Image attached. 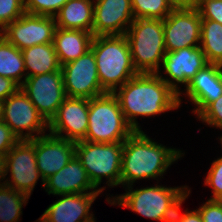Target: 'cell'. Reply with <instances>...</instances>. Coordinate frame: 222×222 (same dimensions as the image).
<instances>
[{
	"label": "cell",
	"instance_id": "1",
	"mask_svg": "<svg viewBox=\"0 0 222 222\" xmlns=\"http://www.w3.org/2000/svg\"><path fill=\"white\" fill-rule=\"evenodd\" d=\"M113 94L134 131H141L136 116H154L180 106L179 94L161 79L159 73H138Z\"/></svg>",
	"mask_w": 222,
	"mask_h": 222
},
{
	"label": "cell",
	"instance_id": "2",
	"mask_svg": "<svg viewBox=\"0 0 222 222\" xmlns=\"http://www.w3.org/2000/svg\"><path fill=\"white\" fill-rule=\"evenodd\" d=\"M182 154L153 142L143 131H134L123 142L120 184L128 187L138 179L158 178Z\"/></svg>",
	"mask_w": 222,
	"mask_h": 222
},
{
	"label": "cell",
	"instance_id": "3",
	"mask_svg": "<svg viewBox=\"0 0 222 222\" xmlns=\"http://www.w3.org/2000/svg\"><path fill=\"white\" fill-rule=\"evenodd\" d=\"M99 82L105 92L113 93L138 72L133 66L125 35L94 36L91 44Z\"/></svg>",
	"mask_w": 222,
	"mask_h": 222
},
{
	"label": "cell",
	"instance_id": "4",
	"mask_svg": "<svg viewBox=\"0 0 222 222\" xmlns=\"http://www.w3.org/2000/svg\"><path fill=\"white\" fill-rule=\"evenodd\" d=\"M132 189V185L128 186V191L125 194L116 196L117 199L113 198V200L107 198V201L111 205L118 203L119 206L127 207L149 219L161 222H172L177 207L190 194V191L186 190L188 189L186 186L168 188L157 185L137 190Z\"/></svg>",
	"mask_w": 222,
	"mask_h": 222
},
{
	"label": "cell",
	"instance_id": "5",
	"mask_svg": "<svg viewBox=\"0 0 222 222\" xmlns=\"http://www.w3.org/2000/svg\"><path fill=\"white\" fill-rule=\"evenodd\" d=\"M125 36L134 68L138 73H160V62L166 53L163 20L134 19Z\"/></svg>",
	"mask_w": 222,
	"mask_h": 222
},
{
	"label": "cell",
	"instance_id": "6",
	"mask_svg": "<svg viewBox=\"0 0 222 222\" xmlns=\"http://www.w3.org/2000/svg\"><path fill=\"white\" fill-rule=\"evenodd\" d=\"M133 132L113 93L106 92L89 99L88 128L84 141L124 142Z\"/></svg>",
	"mask_w": 222,
	"mask_h": 222
},
{
	"label": "cell",
	"instance_id": "7",
	"mask_svg": "<svg viewBox=\"0 0 222 222\" xmlns=\"http://www.w3.org/2000/svg\"><path fill=\"white\" fill-rule=\"evenodd\" d=\"M122 153L123 142H75V156L95 188L101 184L103 177L107 178L109 186L120 185Z\"/></svg>",
	"mask_w": 222,
	"mask_h": 222
},
{
	"label": "cell",
	"instance_id": "8",
	"mask_svg": "<svg viewBox=\"0 0 222 222\" xmlns=\"http://www.w3.org/2000/svg\"><path fill=\"white\" fill-rule=\"evenodd\" d=\"M10 171L12 181L3 183L30 197L41 176L35 159V138L19 140L4 156V176Z\"/></svg>",
	"mask_w": 222,
	"mask_h": 222
},
{
	"label": "cell",
	"instance_id": "9",
	"mask_svg": "<svg viewBox=\"0 0 222 222\" xmlns=\"http://www.w3.org/2000/svg\"><path fill=\"white\" fill-rule=\"evenodd\" d=\"M19 140H31L44 134L48 122L38 112L29 97L19 88L3 101V120ZM26 130L27 133L23 134ZM36 132L37 135L34 136Z\"/></svg>",
	"mask_w": 222,
	"mask_h": 222
},
{
	"label": "cell",
	"instance_id": "10",
	"mask_svg": "<svg viewBox=\"0 0 222 222\" xmlns=\"http://www.w3.org/2000/svg\"><path fill=\"white\" fill-rule=\"evenodd\" d=\"M23 81L20 88L49 123L67 98L61 70L26 77Z\"/></svg>",
	"mask_w": 222,
	"mask_h": 222
},
{
	"label": "cell",
	"instance_id": "11",
	"mask_svg": "<svg viewBox=\"0 0 222 222\" xmlns=\"http://www.w3.org/2000/svg\"><path fill=\"white\" fill-rule=\"evenodd\" d=\"M67 97L91 99L105 94L102 89L92 49L78 59L61 65Z\"/></svg>",
	"mask_w": 222,
	"mask_h": 222
},
{
	"label": "cell",
	"instance_id": "12",
	"mask_svg": "<svg viewBox=\"0 0 222 222\" xmlns=\"http://www.w3.org/2000/svg\"><path fill=\"white\" fill-rule=\"evenodd\" d=\"M56 28L55 18L24 13L9 23L1 35L19 50L37 45L53 43Z\"/></svg>",
	"mask_w": 222,
	"mask_h": 222
},
{
	"label": "cell",
	"instance_id": "13",
	"mask_svg": "<svg viewBox=\"0 0 222 222\" xmlns=\"http://www.w3.org/2000/svg\"><path fill=\"white\" fill-rule=\"evenodd\" d=\"M201 22L198 9L172 10L163 20L166 52L200 46Z\"/></svg>",
	"mask_w": 222,
	"mask_h": 222
},
{
	"label": "cell",
	"instance_id": "14",
	"mask_svg": "<svg viewBox=\"0 0 222 222\" xmlns=\"http://www.w3.org/2000/svg\"><path fill=\"white\" fill-rule=\"evenodd\" d=\"M89 99L67 97L48 123L50 134L73 142L85 139L88 128ZM66 132L63 136L62 133Z\"/></svg>",
	"mask_w": 222,
	"mask_h": 222
},
{
	"label": "cell",
	"instance_id": "15",
	"mask_svg": "<svg viewBox=\"0 0 222 222\" xmlns=\"http://www.w3.org/2000/svg\"><path fill=\"white\" fill-rule=\"evenodd\" d=\"M164 72L170 76L172 81L167 78L161 77V79L167 83L172 89L179 94V105L181 103L180 90L175 83H182L186 86L194 78L195 74L208 65L206 56L204 55L202 48L198 47H186L177 51L166 52L162 61ZM175 82H174V81Z\"/></svg>",
	"mask_w": 222,
	"mask_h": 222
},
{
	"label": "cell",
	"instance_id": "16",
	"mask_svg": "<svg viewBox=\"0 0 222 222\" xmlns=\"http://www.w3.org/2000/svg\"><path fill=\"white\" fill-rule=\"evenodd\" d=\"M75 156V142L52 134L35 138V159L41 174L43 187L45 180L61 170Z\"/></svg>",
	"mask_w": 222,
	"mask_h": 222
},
{
	"label": "cell",
	"instance_id": "17",
	"mask_svg": "<svg viewBox=\"0 0 222 222\" xmlns=\"http://www.w3.org/2000/svg\"><path fill=\"white\" fill-rule=\"evenodd\" d=\"M133 21L131 0H96L92 34L125 35Z\"/></svg>",
	"mask_w": 222,
	"mask_h": 222
},
{
	"label": "cell",
	"instance_id": "18",
	"mask_svg": "<svg viewBox=\"0 0 222 222\" xmlns=\"http://www.w3.org/2000/svg\"><path fill=\"white\" fill-rule=\"evenodd\" d=\"M104 188L89 193L61 195L63 198L51 204L39 218V222H94L89 210Z\"/></svg>",
	"mask_w": 222,
	"mask_h": 222
},
{
	"label": "cell",
	"instance_id": "19",
	"mask_svg": "<svg viewBox=\"0 0 222 222\" xmlns=\"http://www.w3.org/2000/svg\"><path fill=\"white\" fill-rule=\"evenodd\" d=\"M186 94L197 108V116L222 95V65L209 63L186 86Z\"/></svg>",
	"mask_w": 222,
	"mask_h": 222
},
{
	"label": "cell",
	"instance_id": "20",
	"mask_svg": "<svg viewBox=\"0 0 222 222\" xmlns=\"http://www.w3.org/2000/svg\"><path fill=\"white\" fill-rule=\"evenodd\" d=\"M44 188L49 195L80 194L88 193L91 189L96 190L76 156L61 170L47 178Z\"/></svg>",
	"mask_w": 222,
	"mask_h": 222
},
{
	"label": "cell",
	"instance_id": "21",
	"mask_svg": "<svg viewBox=\"0 0 222 222\" xmlns=\"http://www.w3.org/2000/svg\"><path fill=\"white\" fill-rule=\"evenodd\" d=\"M93 38L91 32L56 27L53 43L60 65L74 61L90 50Z\"/></svg>",
	"mask_w": 222,
	"mask_h": 222
},
{
	"label": "cell",
	"instance_id": "22",
	"mask_svg": "<svg viewBox=\"0 0 222 222\" xmlns=\"http://www.w3.org/2000/svg\"><path fill=\"white\" fill-rule=\"evenodd\" d=\"M54 18L57 28L83 30L92 33L94 1L68 0Z\"/></svg>",
	"mask_w": 222,
	"mask_h": 222
},
{
	"label": "cell",
	"instance_id": "23",
	"mask_svg": "<svg viewBox=\"0 0 222 222\" xmlns=\"http://www.w3.org/2000/svg\"><path fill=\"white\" fill-rule=\"evenodd\" d=\"M21 51L23 53L25 69L26 71L28 70L26 77L61 70L54 43L37 44Z\"/></svg>",
	"mask_w": 222,
	"mask_h": 222
},
{
	"label": "cell",
	"instance_id": "24",
	"mask_svg": "<svg viewBox=\"0 0 222 222\" xmlns=\"http://www.w3.org/2000/svg\"><path fill=\"white\" fill-rule=\"evenodd\" d=\"M26 69L23 53L17 47L9 43L2 35L0 36V76L7 77L19 86L26 79ZM25 75V76H23Z\"/></svg>",
	"mask_w": 222,
	"mask_h": 222
},
{
	"label": "cell",
	"instance_id": "25",
	"mask_svg": "<svg viewBox=\"0 0 222 222\" xmlns=\"http://www.w3.org/2000/svg\"><path fill=\"white\" fill-rule=\"evenodd\" d=\"M200 43L208 63L222 65V25L202 19Z\"/></svg>",
	"mask_w": 222,
	"mask_h": 222
},
{
	"label": "cell",
	"instance_id": "26",
	"mask_svg": "<svg viewBox=\"0 0 222 222\" xmlns=\"http://www.w3.org/2000/svg\"><path fill=\"white\" fill-rule=\"evenodd\" d=\"M29 196L0 183V222H17Z\"/></svg>",
	"mask_w": 222,
	"mask_h": 222
},
{
	"label": "cell",
	"instance_id": "27",
	"mask_svg": "<svg viewBox=\"0 0 222 222\" xmlns=\"http://www.w3.org/2000/svg\"><path fill=\"white\" fill-rule=\"evenodd\" d=\"M131 5L134 19L164 20L172 12L167 0H131Z\"/></svg>",
	"mask_w": 222,
	"mask_h": 222
},
{
	"label": "cell",
	"instance_id": "28",
	"mask_svg": "<svg viewBox=\"0 0 222 222\" xmlns=\"http://www.w3.org/2000/svg\"><path fill=\"white\" fill-rule=\"evenodd\" d=\"M68 0H24L26 13L54 17Z\"/></svg>",
	"mask_w": 222,
	"mask_h": 222
},
{
	"label": "cell",
	"instance_id": "29",
	"mask_svg": "<svg viewBox=\"0 0 222 222\" xmlns=\"http://www.w3.org/2000/svg\"><path fill=\"white\" fill-rule=\"evenodd\" d=\"M24 13V0H0V30Z\"/></svg>",
	"mask_w": 222,
	"mask_h": 222
},
{
	"label": "cell",
	"instance_id": "30",
	"mask_svg": "<svg viewBox=\"0 0 222 222\" xmlns=\"http://www.w3.org/2000/svg\"><path fill=\"white\" fill-rule=\"evenodd\" d=\"M205 184L213 188L211 200L222 198V157L215 160L205 179Z\"/></svg>",
	"mask_w": 222,
	"mask_h": 222
},
{
	"label": "cell",
	"instance_id": "31",
	"mask_svg": "<svg viewBox=\"0 0 222 222\" xmlns=\"http://www.w3.org/2000/svg\"><path fill=\"white\" fill-rule=\"evenodd\" d=\"M198 118L208 125L222 129V95L211 102L199 115Z\"/></svg>",
	"mask_w": 222,
	"mask_h": 222
},
{
	"label": "cell",
	"instance_id": "32",
	"mask_svg": "<svg viewBox=\"0 0 222 222\" xmlns=\"http://www.w3.org/2000/svg\"><path fill=\"white\" fill-rule=\"evenodd\" d=\"M201 19H209L222 25V0H199Z\"/></svg>",
	"mask_w": 222,
	"mask_h": 222
},
{
	"label": "cell",
	"instance_id": "33",
	"mask_svg": "<svg viewBox=\"0 0 222 222\" xmlns=\"http://www.w3.org/2000/svg\"><path fill=\"white\" fill-rule=\"evenodd\" d=\"M197 210L203 222H222V203L219 200L209 199Z\"/></svg>",
	"mask_w": 222,
	"mask_h": 222
},
{
	"label": "cell",
	"instance_id": "34",
	"mask_svg": "<svg viewBox=\"0 0 222 222\" xmlns=\"http://www.w3.org/2000/svg\"><path fill=\"white\" fill-rule=\"evenodd\" d=\"M19 141L11 128L3 121H0V156H5L7 152Z\"/></svg>",
	"mask_w": 222,
	"mask_h": 222
},
{
	"label": "cell",
	"instance_id": "35",
	"mask_svg": "<svg viewBox=\"0 0 222 222\" xmlns=\"http://www.w3.org/2000/svg\"><path fill=\"white\" fill-rule=\"evenodd\" d=\"M20 86L12 79L0 76V101L6 100L14 94Z\"/></svg>",
	"mask_w": 222,
	"mask_h": 222
},
{
	"label": "cell",
	"instance_id": "36",
	"mask_svg": "<svg viewBox=\"0 0 222 222\" xmlns=\"http://www.w3.org/2000/svg\"><path fill=\"white\" fill-rule=\"evenodd\" d=\"M180 206L181 204L177 207L172 222H203L198 210H194L191 212L186 211L184 214L179 215Z\"/></svg>",
	"mask_w": 222,
	"mask_h": 222
},
{
	"label": "cell",
	"instance_id": "37",
	"mask_svg": "<svg viewBox=\"0 0 222 222\" xmlns=\"http://www.w3.org/2000/svg\"><path fill=\"white\" fill-rule=\"evenodd\" d=\"M172 10L198 9L199 0H167Z\"/></svg>",
	"mask_w": 222,
	"mask_h": 222
},
{
	"label": "cell",
	"instance_id": "38",
	"mask_svg": "<svg viewBox=\"0 0 222 222\" xmlns=\"http://www.w3.org/2000/svg\"><path fill=\"white\" fill-rule=\"evenodd\" d=\"M4 179V157L0 156V179Z\"/></svg>",
	"mask_w": 222,
	"mask_h": 222
},
{
	"label": "cell",
	"instance_id": "39",
	"mask_svg": "<svg viewBox=\"0 0 222 222\" xmlns=\"http://www.w3.org/2000/svg\"><path fill=\"white\" fill-rule=\"evenodd\" d=\"M3 120V101H0V121Z\"/></svg>",
	"mask_w": 222,
	"mask_h": 222
}]
</instances>
